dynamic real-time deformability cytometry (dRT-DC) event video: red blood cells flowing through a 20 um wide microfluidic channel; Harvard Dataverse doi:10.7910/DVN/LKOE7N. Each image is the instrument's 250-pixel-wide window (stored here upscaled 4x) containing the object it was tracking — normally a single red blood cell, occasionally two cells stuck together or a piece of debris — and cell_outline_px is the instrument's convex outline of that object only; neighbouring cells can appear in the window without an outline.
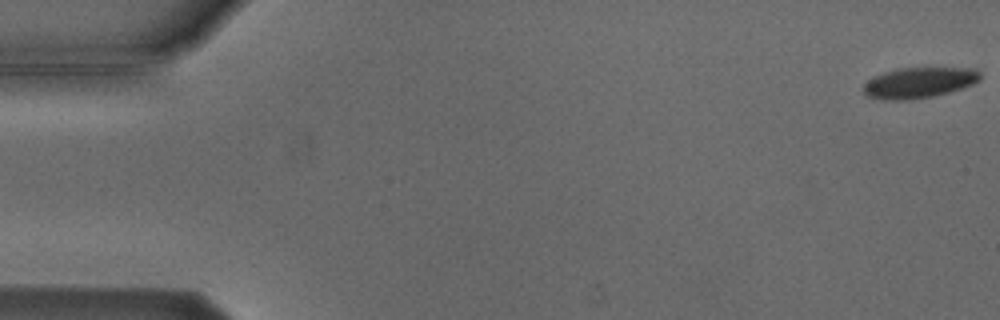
{"species": "Egyptian fruit bat (a non-hibernating species)", "species_latin": "Rousettus aegyptiacus", "temperature_condition": "cold", "stored_images_in_passage": 3, "camera_frame_rate_fps": 3000, "um_per_image_px": 0.085, "animal": {"sex": "male"}, "frame": {"image": 1, "passage_image": 3, "time_ms": 2.333, "image_size_px": [1000, 320], "cell_outline_px": [[980, 80], [972, 84], [948, 92], [932, 96], [904, 100], [884, 100], [868, 96], [864, 92], [864, 84], [872, 76], [896, 68], [976, 68], [980, 72]], "centroid_in_image_um": [78.1, 7.01], "position_along_channel_um": 6.9, "area_um2": 20.75}}